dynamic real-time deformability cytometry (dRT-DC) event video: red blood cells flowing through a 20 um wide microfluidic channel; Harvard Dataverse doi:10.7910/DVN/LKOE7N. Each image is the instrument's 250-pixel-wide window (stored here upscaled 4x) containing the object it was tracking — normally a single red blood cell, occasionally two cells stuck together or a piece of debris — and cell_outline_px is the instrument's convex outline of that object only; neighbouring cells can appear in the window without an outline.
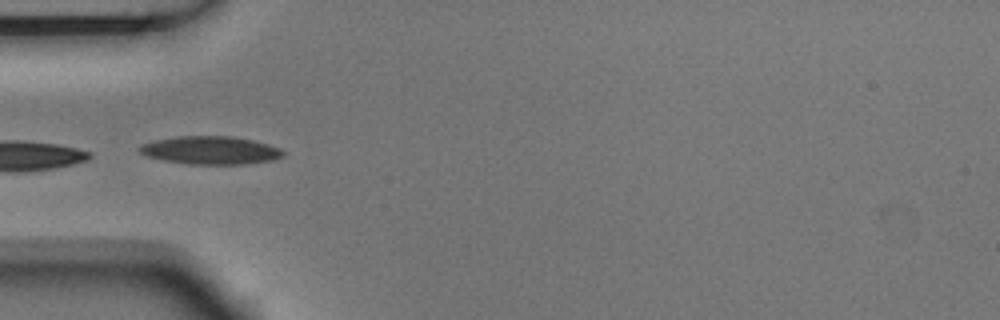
{"species": "Egyptian fruit bat (a non-hibernating species)", "species_latin": "Rousettus aegyptiacus", "temperature_condition": "room temperature", "stored_images_in_passage": 3, "camera_frame_rate_fps": 3000, "um_per_image_px": 0.085, "animal": {"sex": "male"}, "frame": {"image": 1, "passage_image": 1, "time_ms": 0.0, "image_size_px": [1000, 320], "cell_outline_px": [[284, 156], [272, 160], [244, 164], [188, 164], [164, 160], [144, 156], [136, 148], [140, 144], [156, 140], [176, 136], [232, 136], [252, 140], [268, 144], [280, 148], [284, 152]], "centroid_in_image_um": [17.86, 12.77], "position_along_channel_um": 67.1, "area_um2": 23.58}}
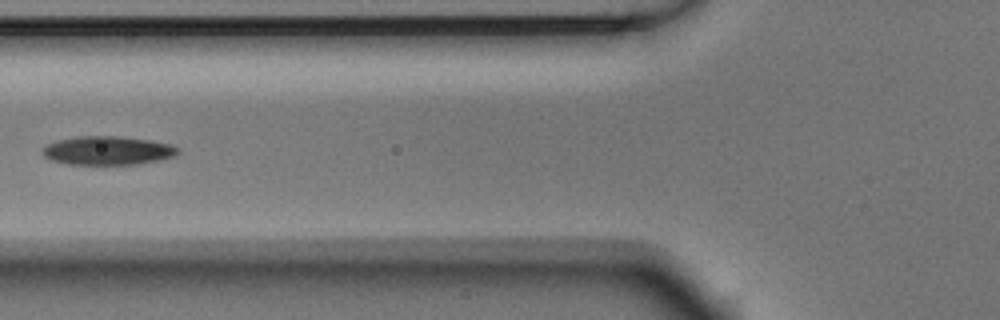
{"frame": {"image": 2, "passage_image": 2, "time_ms": 0.333, "image_size_px": [1000, 320], "cell_outline_px": [[180, 152], [172, 156], [160, 160], [136, 164], [68, 164], [52, 160], [44, 156], [40, 148], [56, 140], [76, 136], [120, 136], [148, 140], [168, 144], [176, 148]], "centroid_in_image_um": [9.08, 12.79], "position_along_channel_um": 116.7, "area_um2": 22.48}}
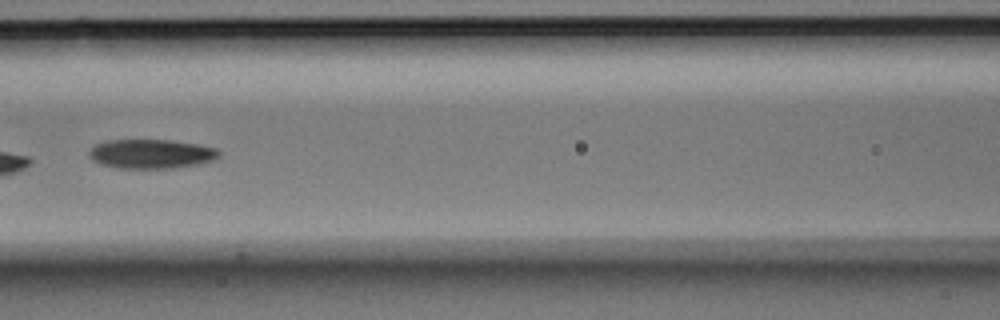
{"frame": {"image": 3, "passage_image": 3, "time_ms": 0.667, "image_size_px": [1000, 320], "cell_outline_px": [[220, 156], [212, 160], [196, 164], [176, 168], [120, 168], [100, 164], [92, 160], [88, 156], [88, 152], [96, 144], [108, 140], [168, 140], [196, 144], [216, 148], [220, 152]], "centroid_in_image_um": [12.83, 13.08], "position_along_channel_um": 153.8, "area_um2": 22.02}}